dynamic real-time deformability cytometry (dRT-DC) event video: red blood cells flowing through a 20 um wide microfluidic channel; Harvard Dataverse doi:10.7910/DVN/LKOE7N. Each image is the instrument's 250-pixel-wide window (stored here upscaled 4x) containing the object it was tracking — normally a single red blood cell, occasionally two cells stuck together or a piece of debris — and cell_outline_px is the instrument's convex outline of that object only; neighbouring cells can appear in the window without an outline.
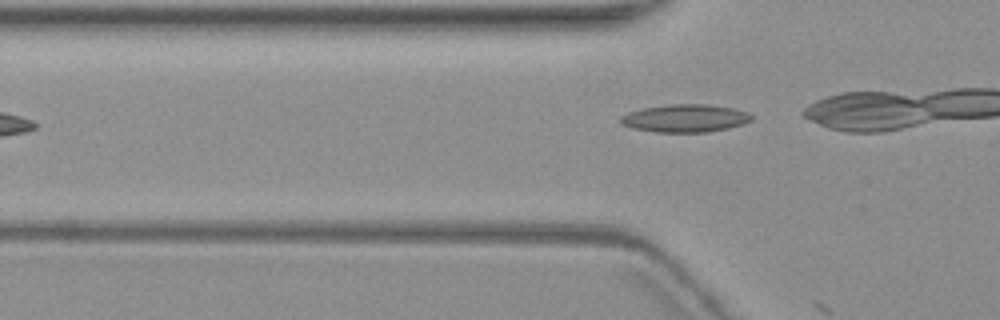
{"species": "common noctule bat (a hibernating species)", "species_latin": "Nyctalus noctula", "temperature_condition": "warm", "stored_images_in_passage": 6, "camera_frame_rate_fps": 3000, "um_per_image_px": 0.085, "animal": {"sex": "female", "body_mass_g": 19.3, "forearm_length_mm": 54.1}, "frame": {"image": 1, "passage_image": 6, "time_ms": 6.667, "image_size_px": [1000, 320], "cell_outline_px": [[752, 120], [728, 128], [708, 132], [656, 132], [632, 128], [620, 124], [620, 116], [628, 112], [640, 108], [668, 104], [708, 104], [732, 108], [748, 112], [752, 116]], "centroid_in_image_um": [58.18, 10.04], "position_along_channel_um": 67.6, "area_um2": 21.33}}